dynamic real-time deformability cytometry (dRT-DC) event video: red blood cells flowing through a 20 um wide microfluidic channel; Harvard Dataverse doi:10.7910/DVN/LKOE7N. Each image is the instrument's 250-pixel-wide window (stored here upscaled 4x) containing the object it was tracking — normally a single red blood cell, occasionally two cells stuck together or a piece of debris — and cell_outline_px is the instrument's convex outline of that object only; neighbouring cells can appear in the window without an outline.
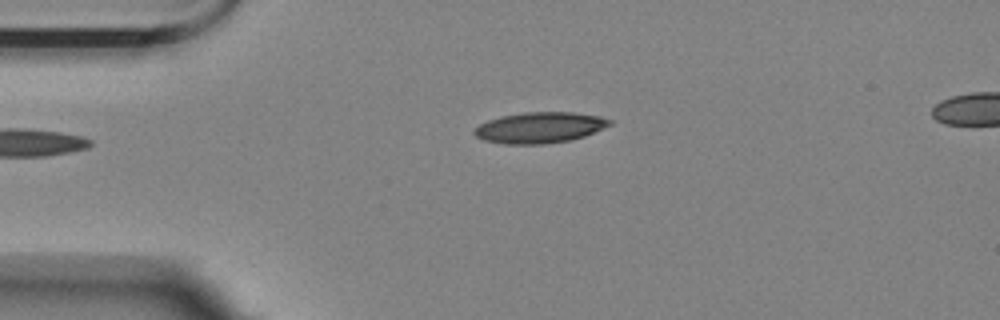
{"species": "Egyptian fruit bat (a non-hibernating species)", "species_latin": "Rousettus aegyptiacus", "temperature_condition": "room temperature", "stored_images_in_passage": 3, "camera_frame_rate_fps": 3000, "um_per_image_px": 0.085, "animal": {"sex": "female"}, "frame": {"image": 1, "passage_image": 1, "time_ms": 0.0, "image_size_px": [1000, 320], "cell_outline_px": [[612, 124], [604, 128], [584, 136], [568, 140], [544, 144], [504, 144], [484, 140], [476, 136], [472, 132], [480, 124], [488, 120], [500, 116], [524, 112], [572, 112], [600, 116], [612, 120]], "centroid_in_image_um": [45.87, 10.84], "position_along_channel_um": 39.1, "area_um2": 24.33}}
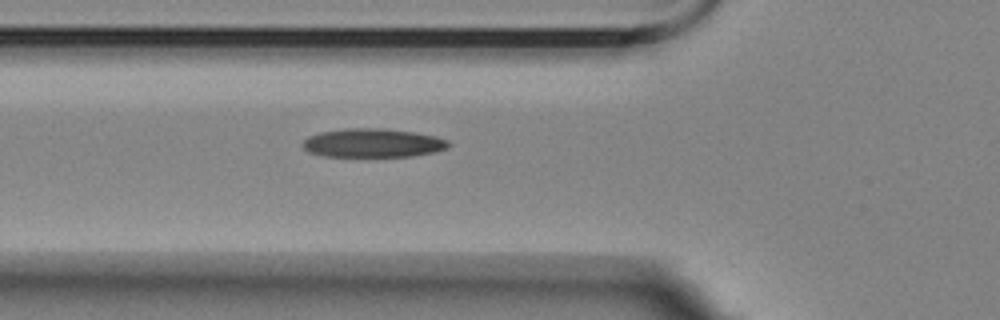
{"frame": {"image": 2, "passage_image": 3, "time_ms": 2.333, "image_size_px": [1000, 320], "cell_outline_px": [[448, 148], [432, 152], [412, 156], [324, 156], [308, 152], [300, 144], [308, 136], [320, 132], [344, 128], [384, 128], [412, 132], [436, 136], [448, 140]], "centroid_in_image_um": [31.64, 12.14], "position_along_channel_um": 94.2, "area_um2": 24.39}}